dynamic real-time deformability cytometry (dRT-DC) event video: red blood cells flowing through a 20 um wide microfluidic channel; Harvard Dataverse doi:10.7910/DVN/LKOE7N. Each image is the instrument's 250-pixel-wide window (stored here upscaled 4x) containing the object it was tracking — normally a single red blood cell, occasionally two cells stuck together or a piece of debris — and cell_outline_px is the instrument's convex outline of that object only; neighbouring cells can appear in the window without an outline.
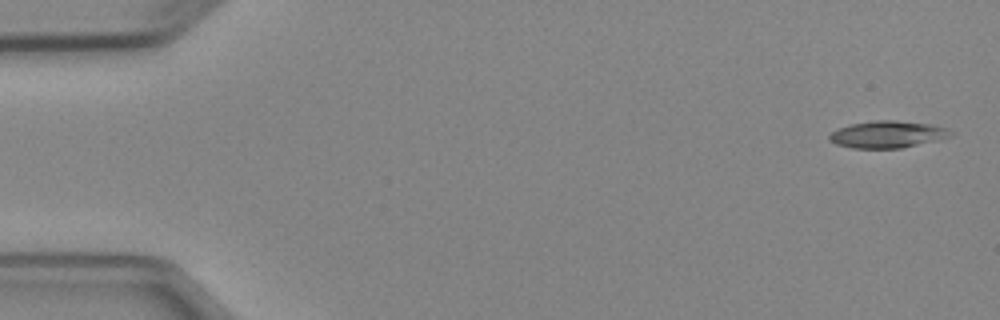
{"species": "Egyptian fruit bat (a non-hibernating species)", "species_latin": "Rousettus aegyptiacus", "temperature_condition": "cold", "stored_images_in_passage": 5, "camera_frame_rate_fps": 3000, "um_per_image_px": 0.085, "animal": {"sex": "female"}, "frame": {"image": 1, "passage_image": 1, "time_ms": 0.0, "image_size_px": [1000, 320], "cell_outline_px": [[952, 136], [900, 148], [852, 148], [836, 144], [828, 140], [828, 136], [836, 128], [852, 124], [872, 120], [896, 120], [932, 124], [948, 128], [952, 132]], "centroid_in_image_um": [75.4, 11.41], "position_along_channel_um": 9.6, "area_um2": 19.07}}
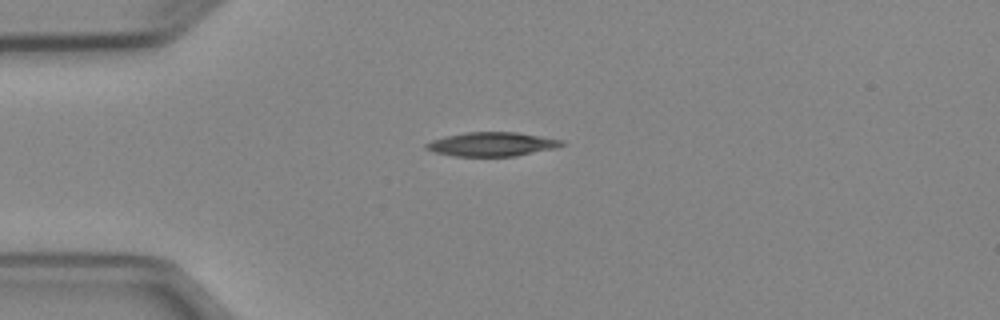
{"frame": {"image": 2, "passage_image": 4, "time_ms": 3.667, "image_size_px": [1000, 320], "cell_outline_px": [[564, 144], [556, 148], [516, 156], [456, 156], [436, 152], [424, 148], [424, 144], [432, 140], [448, 136], [468, 132], [516, 132], [564, 140]], "centroid_in_image_um": [41.84, 12.26], "position_along_channel_um": 43.2, "area_um2": 18.79}}